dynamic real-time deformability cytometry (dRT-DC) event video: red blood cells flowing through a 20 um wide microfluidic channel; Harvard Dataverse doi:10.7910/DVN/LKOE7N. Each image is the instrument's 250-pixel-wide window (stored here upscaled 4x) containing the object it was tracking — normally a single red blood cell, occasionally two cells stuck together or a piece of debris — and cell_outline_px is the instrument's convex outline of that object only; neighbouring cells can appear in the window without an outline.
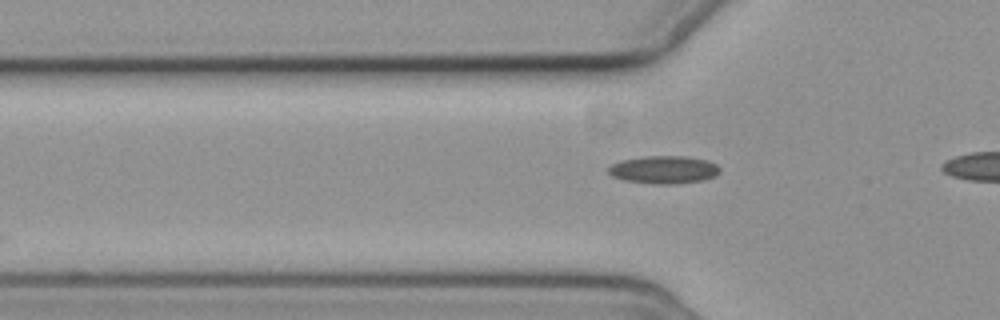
{"species": "common noctule bat (a hibernating species)", "species_latin": "Nyctalus noctula", "temperature_condition": "cold", "stored_images_in_passage": 5, "camera_frame_rate_fps": 3000, "um_per_image_px": 0.085, "animal": {"sex": "female", "body_mass_g": 19.3, "forearm_length_mm": 54.1}, "frame": {"image": 1, "passage_image": 5, "time_ms": 4.333, "image_size_px": [1000, 320], "cell_outline_px": [[720, 172], [716, 176], [704, 180], [672, 184], [652, 184], [624, 180], [612, 176], [608, 172], [608, 168], [612, 164], [620, 160], [644, 156], [684, 156], [708, 160], [716, 164], [720, 168]], "centroid_in_image_um": [56.43, 14.42], "position_along_channel_um": 69.4, "area_um2": 18.21}}